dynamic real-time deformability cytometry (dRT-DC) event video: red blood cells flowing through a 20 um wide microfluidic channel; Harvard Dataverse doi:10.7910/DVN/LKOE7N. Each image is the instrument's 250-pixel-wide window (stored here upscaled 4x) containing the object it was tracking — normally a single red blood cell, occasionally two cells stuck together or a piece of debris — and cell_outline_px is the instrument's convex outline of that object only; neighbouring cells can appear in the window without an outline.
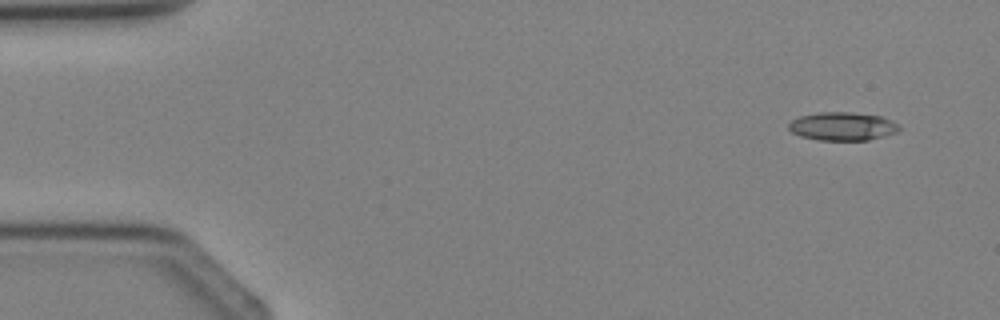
{"species": "Egyptian fruit bat (a non-hibernating species)", "species_latin": "Rousettus aegyptiacus", "temperature_condition": "cold", "stored_images_in_passage": 2, "camera_frame_rate_fps": 3000, "um_per_image_px": 0.085, "animal": {"sex": "female"}, "frame": {"image": 1, "passage_image": 1, "time_ms": 0.0, "image_size_px": [1000, 320], "cell_outline_px": [[900, 128], [896, 132], [884, 136], [868, 140], [820, 140], [800, 136], [792, 132], [788, 128], [788, 124], [792, 120], [800, 116], [816, 112], [852, 112], [880, 116], [892, 120]], "centroid_in_image_um": [71.59, 10.73], "position_along_channel_um": 13.4, "area_um2": 18.21}}